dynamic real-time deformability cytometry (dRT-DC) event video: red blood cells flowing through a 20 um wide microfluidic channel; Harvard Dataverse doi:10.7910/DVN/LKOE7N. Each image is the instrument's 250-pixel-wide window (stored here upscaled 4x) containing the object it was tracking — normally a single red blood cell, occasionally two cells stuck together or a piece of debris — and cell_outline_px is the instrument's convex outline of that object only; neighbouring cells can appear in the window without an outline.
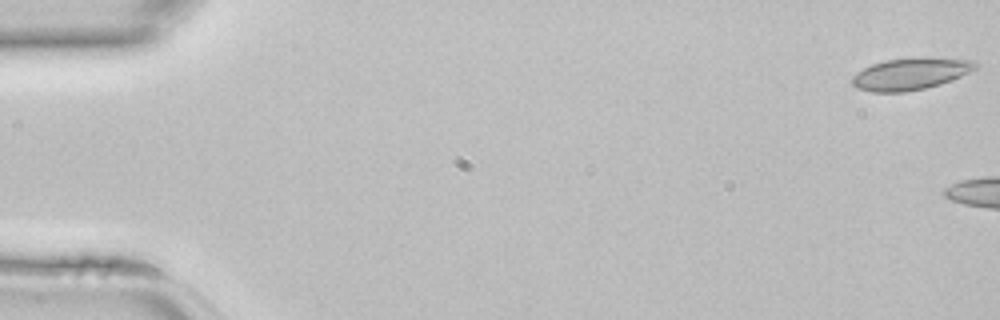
{"species": "common noctule bat (a hibernating species)", "species_latin": "Nyctalus noctula", "temperature_condition": "room temperature", "stored_images_in_passage": 5, "camera_frame_rate_fps": 3000, "um_per_image_px": 0.085, "animal": {"sex": "female", "body_mass_g": 22.7, "forearm_length_mm": 54.2}, "frame": {"image": 1, "passage_image": 1, "time_ms": 0.0, "image_size_px": [1000, 320], "cell_outline_px": [[980, 64], [976, 68], [960, 76], [940, 84], [924, 88], [904, 92], [872, 92], [856, 88], [848, 80], [856, 72], [872, 64], [884, 60], [912, 56], [924, 56], [972, 60]], "centroid_in_image_um": [77.35, 6.25], "position_along_channel_um": 7.6, "area_um2": 23.35}}